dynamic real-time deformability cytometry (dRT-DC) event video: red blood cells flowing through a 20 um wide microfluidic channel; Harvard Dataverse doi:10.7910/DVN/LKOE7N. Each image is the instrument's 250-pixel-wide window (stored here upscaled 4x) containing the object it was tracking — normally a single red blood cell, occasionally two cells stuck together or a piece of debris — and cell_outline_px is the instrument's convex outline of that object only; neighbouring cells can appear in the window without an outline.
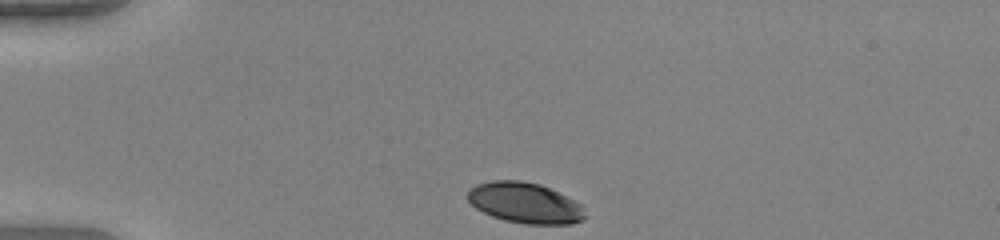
{"species": "human", "species_latin": "Homo sapiens", "temperature_condition": "warm", "stored_images_in_passage": 34, "camera_frame_rate_fps": 3000, "um_per_image_px": 0.085, "donor": {"sex": "female"}, "frame": {"image": 1, "passage_image": 1, "time_ms": 0.0, "image_size_px": [1000, 240], "cell_outline_px": [[584, 220], [572, 224], [524, 224], [504, 220], [492, 216], [476, 208], [468, 200], [468, 188], [476, 184], [492, 180], [520, 180], [540, 184], [576, 200], [580, 204], [584, 216]], "centroid_in_image_um": [44.6, 17.24], "position_along_channel_um": 40.4, "area_um2": 27.86}}
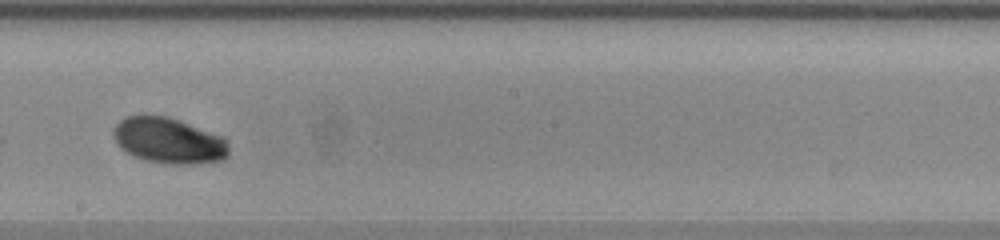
{"frame": {"image": 2, "passage_image": 19, "time_ms": 6.0, "image_size_px": [1000, 240], "cell_outline_px": [[228, 156], [220, 160], [192, 164], [172, 164], [148, 160], [136, 156], [120, 148], [112, 136], [112, 132], [116, 124], [124, 116], [144, 112], [168, 116], [224, 136], [228, 140]], "centroid_in_image_um": [14.31, 11.89], "position_along_channel_um": 233.9, "area_um2": 31.33}}
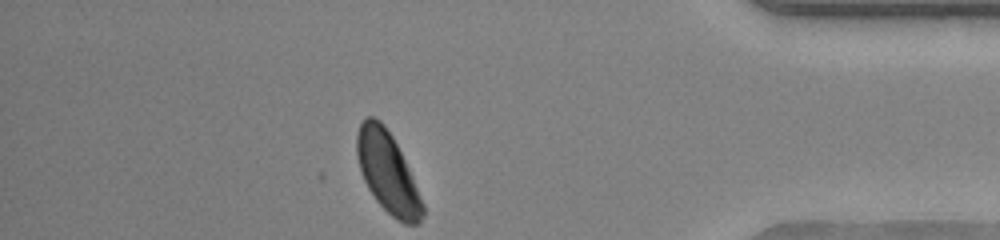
{"frame": {"image": 3, "passage_image": 34, "time_ms": 11.0, "image_size_px": [1000, 240], "cell_outline_px": [[424, 216], [416, 224], [404, 224], [396, 220], [376, 200], [368, 188], [360, 172], [356, 156], [356, 132], [364, 116], [372, 116], [380, 120], [384, 124], [392, 136], [412, 176], [424, 204]], "centroid_in_image_um": [32.92, 14.64], "position_along_channel_um": 402.3, "area_um2": 30.92}, "authors_computed_cell_mechanics": {"area_um2": 30.2294, "velocity_mm_per_s": 3.9912, "shape_relaxation_time_tau1_ms": 3.3956, "shape_relaxation_time_tau2_ms": null, "deformation_change_tau1": 0.1526, "deformation_change_tau2": null}}